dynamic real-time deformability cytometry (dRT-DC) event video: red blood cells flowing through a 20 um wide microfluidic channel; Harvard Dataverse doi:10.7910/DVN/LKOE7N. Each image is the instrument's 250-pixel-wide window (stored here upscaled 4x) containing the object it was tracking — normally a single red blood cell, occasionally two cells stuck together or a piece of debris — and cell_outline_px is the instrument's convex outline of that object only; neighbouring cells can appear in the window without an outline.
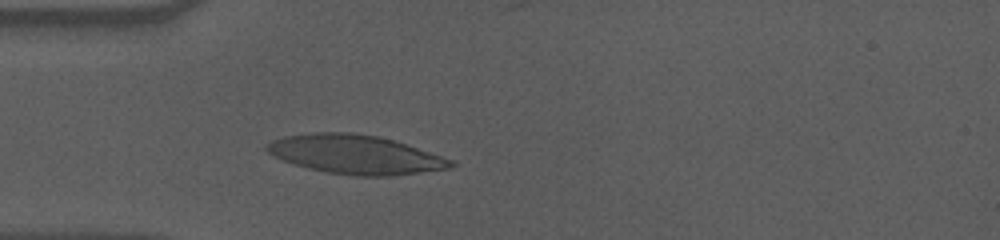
{"species": "human", "species_latin": "Homo sapiens", "temperature_condition": "cold", "stored_images_in_passage": 44, "camera_frame_rate_fps": 3000, "um_per_image_px": 0.085, "donor": {"sex": "male"}, "frame": {"image": 1, "passage_image": 13, "time_ms": 4.0, "image_size_px": [1000, 240], "cell_outline_px": [[456, 164], [452, 168], [388, 176], [352, 176], [328, 172], [308, 168], [292, 164], [272, 156], [264, 148], [264, 144], [272, 140], [284, 136], [312, 132], [352, 132], [376, 136], [392, 140], [456, 160]], "centroid_in_image_um": [30.17, 13.13], "position_along_channel_um": 54.8, "area_um2": 41.96}}
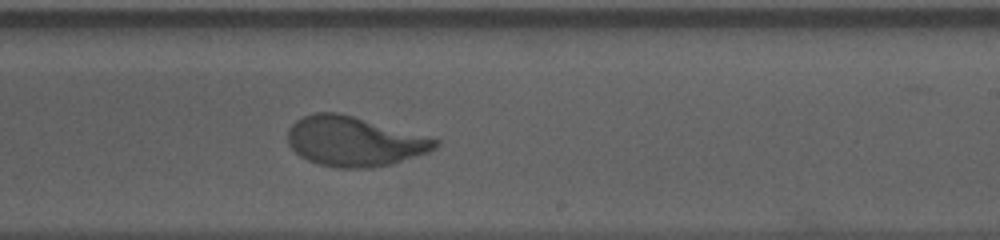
{"frame": {"image": 2, "passage_image": 31, "time_ms": 10.0, "image_size_px": [1000, 240], "cell_outline_px": [[440, 144], [436, 148], [428, 152], [392, 164], [372, 168], [336, 168], [316, 164], [300, 156], [288, 144], [288, 128], [296, 120], [304, 116], [316, 112], [340, 112], [440, 140]], "centroid_in_image_um": [30.09, 12.02], "position_along_channel_um": 258.9, "area_um2": 42.83}}
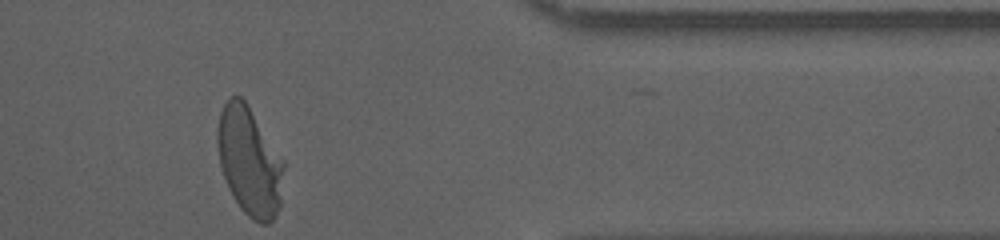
{"frame": {"image": 3, "passage_image": 44, "time_ms": 14.333, "image_size_px": [1000, 240], "cell_outline_px": [[284, 168], [280, 204], [276, 216], [268, 224], [260, 224], [252, 220], [240, 208], [232, 196], [228, 188], [220, 164], [216, 140], [216, 128], [220, 112], [224, 104], [232, 96], [240, 96], [248, 104], [284, 160]], "centroid_in_image_um": [21.2, 13.72], "position_along_channel_um": 390.2, "area_um2": 42.25}, "authors_computed_cell_mechanics": {"area_um2": 42.1073, "velocity_mm_per_s": 3.5151, "shape_relaxation_time_tau1_ms": 3.8164, "shape_relaxation_time_tau2_ms": null, "deformation_change_tau1": 0.18, "deformation_change_tau2": null}}